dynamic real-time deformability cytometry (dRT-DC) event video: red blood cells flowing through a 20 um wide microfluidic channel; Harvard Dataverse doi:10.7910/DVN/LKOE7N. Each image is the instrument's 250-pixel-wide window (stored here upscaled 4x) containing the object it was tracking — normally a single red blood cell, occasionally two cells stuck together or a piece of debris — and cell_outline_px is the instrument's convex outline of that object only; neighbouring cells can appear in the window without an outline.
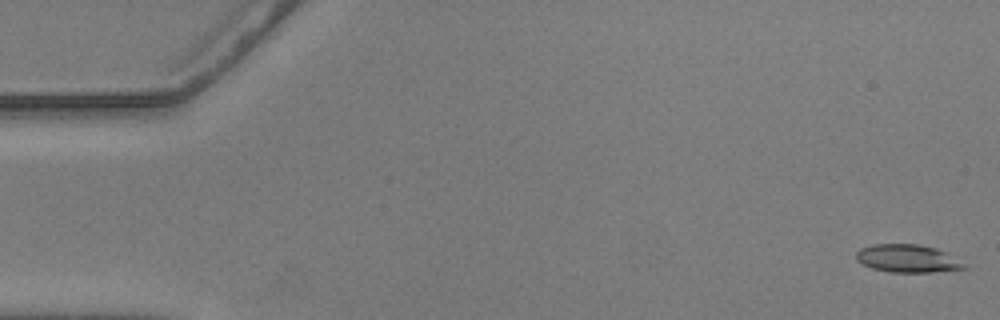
{"species": "common noctule bat (a hibernating species)", "species_latin": "Nyctalus noctula", "temperature_condition": "warm", "stored_images_in_passage": 53, "camera_frame_rate_fps": 3000, "um_per_image_px": 0.085, "animal": {"sex": "male", "body_mass_g": 20.5, "forearm_length_mm": 52.5}, "frame": {"image": 1, "passage_image": 1, "time_ms": 0.0, "image_size_px": [1000, 320], "cell_outline_px": [[968, 268], [932, 272], [888, 272], [872, 268], [856, 260], [856, 252], [860, 248], [872, 244], [920, 244], [936, 248], [944, 252], [964, 264]], "centroid_in_image_um": [77.09, 21.97], "position_along_channel_um": 7.9, "area_um2": 17.4}}
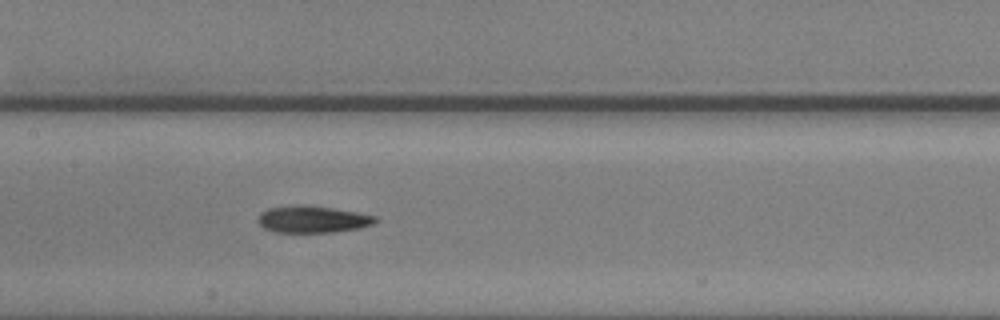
{"frame": {"image": 2, "passage_image": 27, "time_ms": 8.667, "image_size_px": [1000, 320], "cell_outline_px": [[380, 220], [372, 224], [360, 228], [332, 232], [276, 232], [264, 228], [256, 220], [260, 212], [268, 208], [296, 204], [308, 204], [356, 212], [376, 216]], "centroid_in_image_um": [26.55, 18.62], "position_along_channel_um": 180.9, "area_um2": 18.61}}
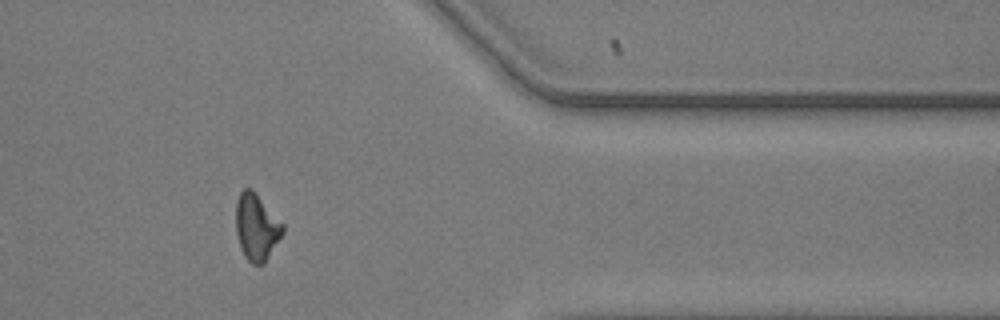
{"frame": {"image": 3, "passage_image": 46, "time_ms": 15.0, "image_size_px": [1000, 320], "cell_outline_px": [[284, 232], [264, 264], [252, 264], [244, 256], [236, 232], [236, 200], [240, 192], [244, 188], [252, 188], [284, 224]], "centroid_in_image_um": [21.81, 19.28], "position_along_channel_um": 389.6, "area_um2": 18.21}}